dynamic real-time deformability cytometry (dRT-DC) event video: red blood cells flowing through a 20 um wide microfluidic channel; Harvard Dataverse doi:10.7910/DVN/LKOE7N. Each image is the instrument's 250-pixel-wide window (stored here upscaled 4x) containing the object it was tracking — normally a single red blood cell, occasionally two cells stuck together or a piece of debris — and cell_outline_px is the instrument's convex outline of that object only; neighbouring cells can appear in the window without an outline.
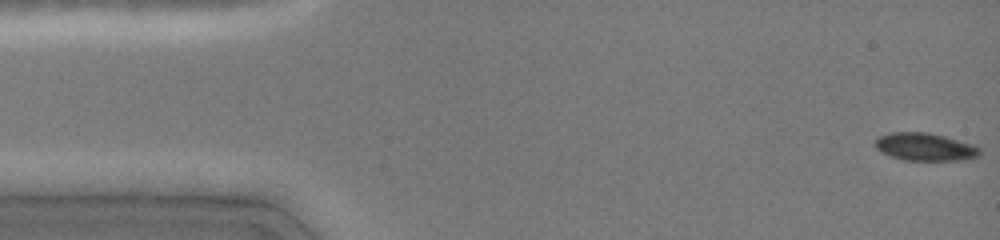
{"species": "common noctule bat (a hibernating species)", "species_latin": "Nyctalus noctula", "temperature_condition": "cold", "stored_images_in_passage": 21, "camera_frame_rate_fps": 3000, "um_per_image_px": 0.085, "animal": {"sex": "female", "body_mass_g": 19.0, "forearm_length_mm": 51.5}, "frame": {"image": 1, "passage_image": 1, "time_ms": 0.0, "image_size_px": [1000, 240], "cell_outline_px": [[980, 156], [964, 160], [904, 160], [892, 156], [876, 148], [876, 140], [880, 136], [892, 132], [928, 132], [944, 136], [972, 144], [980, 148]], "centroid_in_image_um": [78.67, 12.48], "position_along_channel_um": 6.3, "area_um2": 16.7}}
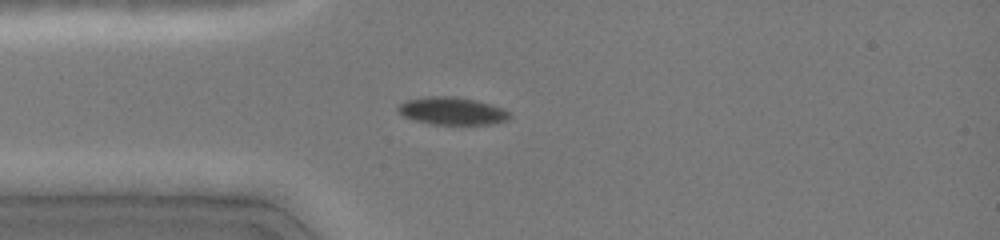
{"frame": {"image": 2, "passage_image": 17, "time_ms": 3.667, "image_size_px": [1000, 240], "cell_outline_px": [[512, 116], [508, 120], [488, 124], [432, 124], [416, 120], [404, 116], [396, 108], [400, 104], [408, 100], [428, 96], [452, 96], [476, 100], [500, 108], [508, 112]], "centroid_in_image_um": [38.42, 9.43], "position_along_channel_um": 46.6, "area_um2": 17.57}}